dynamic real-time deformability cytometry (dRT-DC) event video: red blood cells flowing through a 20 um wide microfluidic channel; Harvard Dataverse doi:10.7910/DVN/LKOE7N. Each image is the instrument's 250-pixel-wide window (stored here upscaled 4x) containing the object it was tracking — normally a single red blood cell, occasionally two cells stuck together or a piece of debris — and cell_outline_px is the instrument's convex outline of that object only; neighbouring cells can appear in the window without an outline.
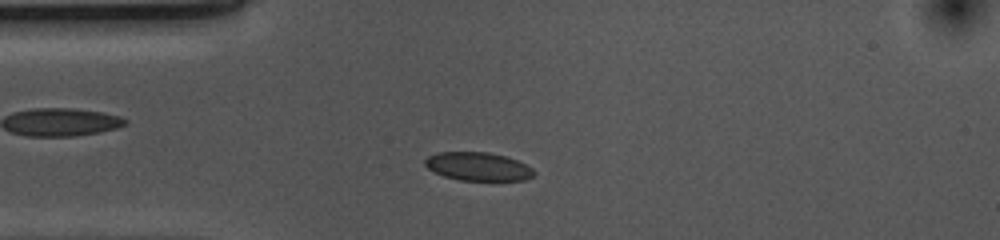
{"species": "common noctule bat (a hibernating species)", "species_latin": "Nyctalus noctula", "temperature_condition": "cold", "stored_images_in_passage": 43, "camera_frame_rate_fps": 3000, "um_per_image_px": 0.085, "animal": {"sex": "female", "body_mass_g": 10.0, "forearm_length_mm": 53.1}, "frame": {"image": 1, "passage_image": 8, "time_ms": 2.333, "image_size_px": [1000, 240], "cell_outline_px": [[536, 176], [524, 180], [460, 180], [444, 176], [428, 168], [424, 164], [424, 160], [428, 156], [436, 152], [488, 152], [508, 156], [532, 168], [536, 172]], "centroid_in_image_um": [40.66, 14.14], "position_along_channel_um": 44.3, "area_um2": 18.09}}
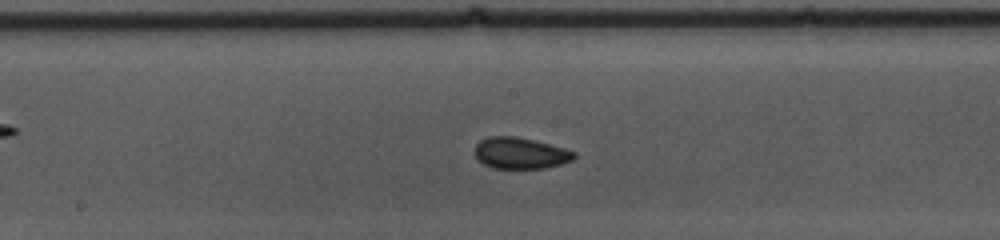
{"frame": {"image": 2, "passage_image": 22, "time_ms": 7.0, "image_size_px": [1000, 240], "cell_outline_px": [[576, 156], [572, 160], [560, 164], [544, 168], [492, 168], [476, 160], [476, 144], [480, 140], [488, 136], [516, 136], [564, 148], [576, 152]], "centroid_in_image_um": [44.2, 13.02], "position_along_channel_um": 204.0, "area_um2": 18.03}}
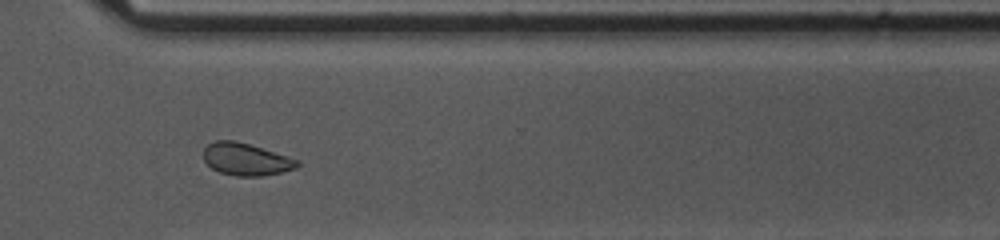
{"frame": {"image": 3, "passage_image": 34, "time_ms": 11.0, "image_size_px": [1000, 240], "cell_outline_px": [[300, 164], [296, 168], [280, 172], [260, 176], [236, 176], [220, 172], [212, 168], [204, 160], [204, 148], [208, 144], [216, 140], [236, 140], [300, 160]], "centroid_in_image_um": [20.91, 13.53], "position_along_channel_um": 349.7, "area_um2": 17.51}, "authors_computed_cell_mechanics": {"area_um2": 18.4382, "velocity_mm_per_s": 3.6497, "shape_relaxation_time_tau1_ms": 3.4236, "shape_relaxation_time_tau2_ms": 1.4886, "deformation_change_tau1": 0.0701, "deformation_change_tau2": 0.0528}}